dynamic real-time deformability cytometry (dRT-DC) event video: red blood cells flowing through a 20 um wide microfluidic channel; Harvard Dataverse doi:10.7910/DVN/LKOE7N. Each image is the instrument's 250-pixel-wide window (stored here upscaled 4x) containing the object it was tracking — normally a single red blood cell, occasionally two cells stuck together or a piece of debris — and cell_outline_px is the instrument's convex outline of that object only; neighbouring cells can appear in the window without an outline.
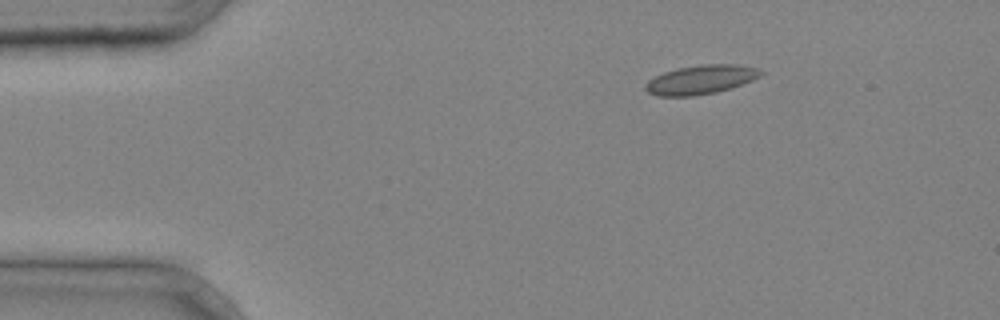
{"species": "common noctule bat (a hibernating species)", "species_latin": "Nyctalus noctula", "temperature_condition": "cold", "stored_images_in_passage": 32, "camera_frame_rate_fps": 3000, "um_per_image_px": 0.085, "animal": {"sex": "male", "body_mass_g": 20.4}, "frame": {"image": 1, "passage_image": 1, "time_ms": 0.0, "image_size_px": [1000, 320], "cell_outline_px": [[764, 72], [760, 76], [752, 80], [716, 92], [692, 96], [656, 96], [648, 92], [644, 88], [644, 84], [648, 80], [664, 72], [680, 68], [704, 64], [736, 64], [756, 68]], "centroid_in_image_um": [59.53, 6.77], "position_along_channel_um": 25.5, "area_um2": 19.25}}
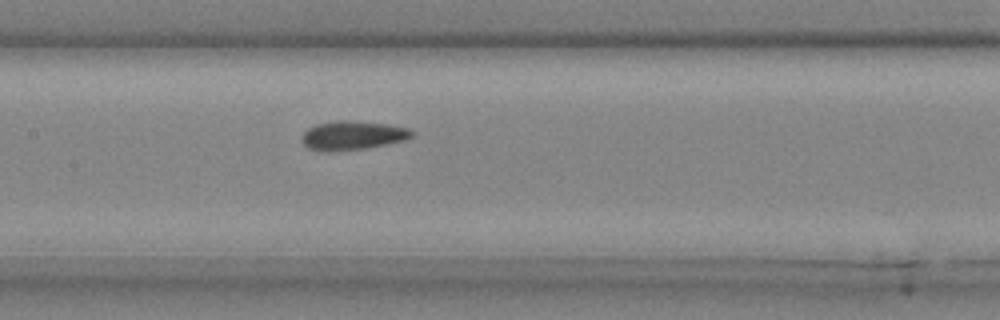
{"frame": {"image": 2, "passage_image": 15, "time_ms": 4.667, "image_size_px": [1000, 320], "cell_outline_px": [[416, 132], [412, 136], [404, 140], [368, 148], [336, 152], [320, 152], [308, 148], [300, 140], [300, 136], [308, 128], [316, 124], [336, 120], [352, 120], [388, 124], [408, 128]], "centroid_in_image_um": [29.92, 11.52], "position_along_channel_um": 177.5, "area_um2": 19.02}}
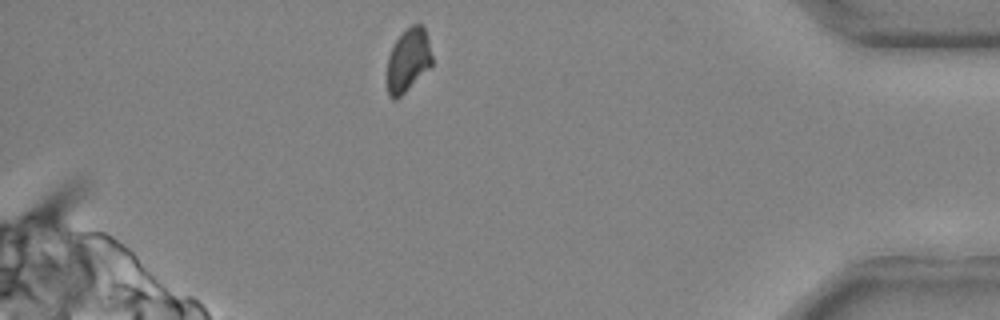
{"frame": {"image": 3, "passage_image": 32, "time_ms": 10.333, "image_size_px": [1000, 320], "cell_outline_px": [[432, 64], [396, 100], [388, 96], [388, 56], [396, 40], [412, 24], [420, 24], [424, 28], [428, 36], [432, 56]], "centroid_in_image_um": [34.7, 5.09], "position_along_channel_um": 400.5, "area_um2": 16.13}}